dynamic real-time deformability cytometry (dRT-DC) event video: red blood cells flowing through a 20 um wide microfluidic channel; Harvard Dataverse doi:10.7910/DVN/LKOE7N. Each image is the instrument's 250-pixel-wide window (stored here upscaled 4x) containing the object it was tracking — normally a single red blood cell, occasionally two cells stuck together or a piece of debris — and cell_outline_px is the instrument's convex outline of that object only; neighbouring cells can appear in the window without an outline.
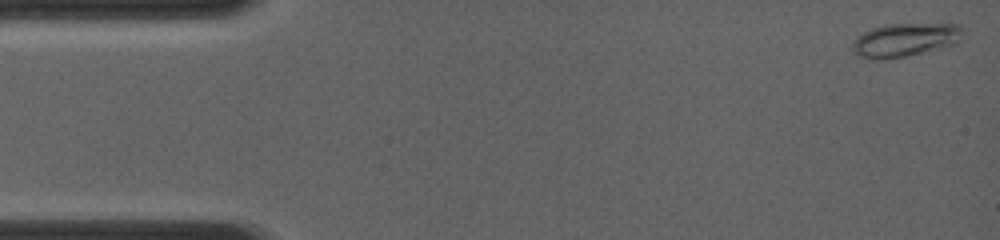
{"species": "common noctule bat (a hibernating species)", "species_latin": "Nyctalus noctula", "temperature_condition": "room temperature", "stored_images_in_passage": 29, "camera_frame_rate_fps": 4000, "um_per_image_px": 0.085, "animal": {"sex": "female", "body_mass_g": 19.0, "forearm_length_mm": 56.7}, "frame": {"image": 1, "passage_image": 1, "time_ms": 0.0, "image_size_px": [1000, 240], "cell_outline_px": [[960, 40], [956, 44], [904, 56], [880, 60], [872, 60], [856, 56], [852, 52], [852, 44], [856, 36], [872, 28], [888, 24], [960, 24]], "centroid_in_image_um": [76.84, 3.4], "position_along_channel_um": 8.2, "area_um2": 21.44}}
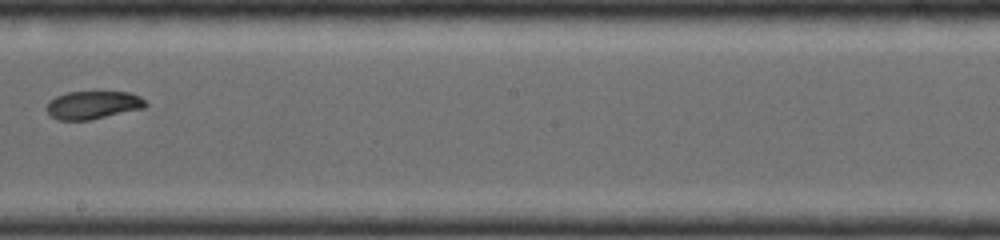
{"frame": {"image": 2, "passage_image": 21, "time_ms": 7.75, "image_size_px": [1000, 240], "cell_outline_px": [[148, 104], [144, 108], [88, 120], [56, 120], [44, 108], [56, 96], [68, 92], [128, 92], [140, 96]], "centroid_in_image_um": [7.9, 8.92], "position_along_channel_um": 240.3, "area_um2": 16.01}}
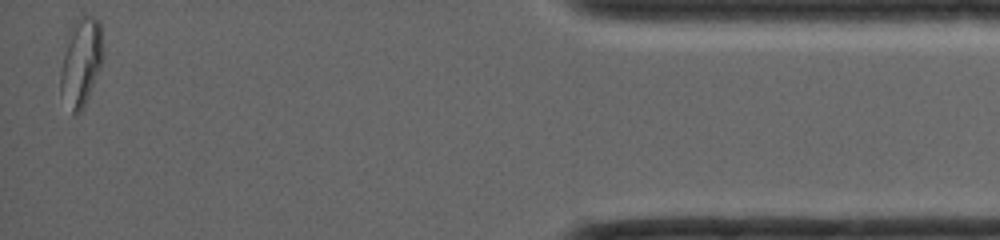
{"frame": {"image": 3, "passage_image": 29, "time_ms": 13.25, "image_size_px": [1000, 240], "cell_outline_px": [[104, 56], [100, 68], [88, 96], [80, 112], [72, 116], [60, 92], [60, 72], [72, 24], [80, 16], [92, 16], [100, 20]], "centroid_in_image_um": [6.91, 5.28], "position_along_channel_um": 428.3, "area_um2": 21.68}}